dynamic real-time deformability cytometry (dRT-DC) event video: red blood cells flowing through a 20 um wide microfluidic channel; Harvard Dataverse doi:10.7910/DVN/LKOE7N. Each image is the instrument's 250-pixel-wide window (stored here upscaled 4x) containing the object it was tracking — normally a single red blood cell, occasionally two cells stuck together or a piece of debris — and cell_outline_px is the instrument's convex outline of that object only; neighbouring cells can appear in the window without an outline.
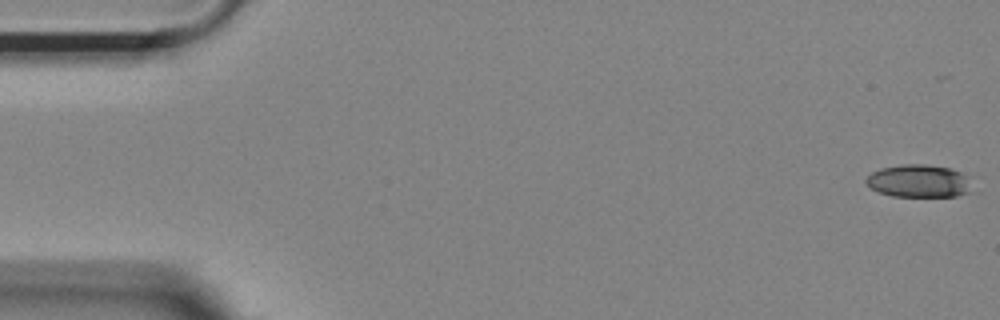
{"species": "Egyptian fruit bat (a non-hibernating species)", "species_latin": "Rousettus aegyptiacus", "temperature_condition": "room temperature", "stored_images_in_passage": 20, "camera_frame_rate_fps": 3000, "um_per_image_px": 0.085, "animal": {"sex": "female"}, "frame": {"image": 1, "passage_image": 1, "time_ms": 0.0, "image_size_px": [1000, 320], "cell_outline_px": [[968, 192], [956, 196], [892, 196], [876, 192], [864, 180], [872, 172], [880, 168], [900, 164], [924, 164], [948, 168], [960, 172], [964, 176]], "centroid_in_image_um": [77.97, 15.38], "position_along_channel_um": 7.0, "area_um2": 19.71}}
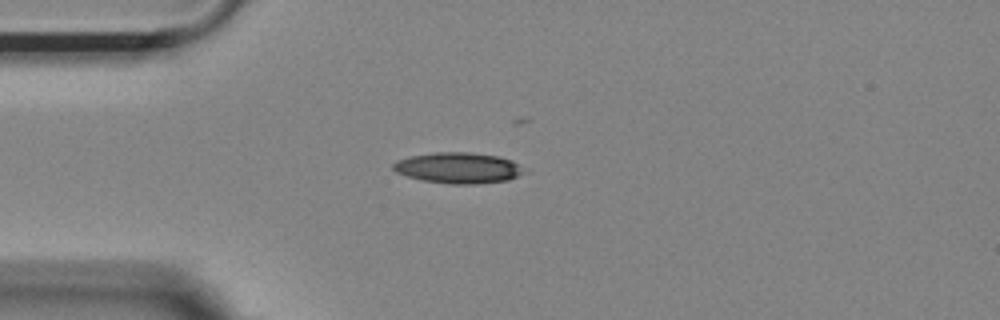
{"frame": {"image": 2, "passage_image": 14, "time_ms": 4.333, "image_size_px": [1000, 320], "cell_outline_px": [[532, 172], [508, 180], [476, 184], [452, 184], [424, 180], [408, 176], [396, 172], [392, 168], [392, 164], [396, 160], [408, 156], [436, 152], [472, 152], [500, 156], [512, 160], [528, 168]], "centroid_in_image_um": [39.06, 14.26], "position_along_channel_um": 45.9, "area_um2": 24.1}}
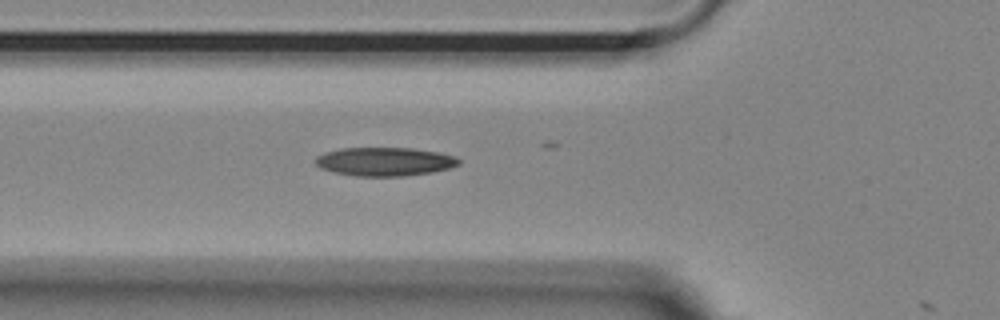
{"frame": {"image": 3, "passage_image": 19, "time_ms": 6.0, "image_size_px": [1000, 320], "cell_outline_px": [[460, 164], [448, 168], [432, 172], [404, 176], [356, 176], [336, 172], [320, 168], [316, 164], [316, 156], [324, 152], [340, 148], [412, 148], [436, 152], [456, 156], [460, 160]], "centroid_in_image_um": [32.69, 13.73], "position_along_channel_um": 93.1, "area_um2": 23.81}}